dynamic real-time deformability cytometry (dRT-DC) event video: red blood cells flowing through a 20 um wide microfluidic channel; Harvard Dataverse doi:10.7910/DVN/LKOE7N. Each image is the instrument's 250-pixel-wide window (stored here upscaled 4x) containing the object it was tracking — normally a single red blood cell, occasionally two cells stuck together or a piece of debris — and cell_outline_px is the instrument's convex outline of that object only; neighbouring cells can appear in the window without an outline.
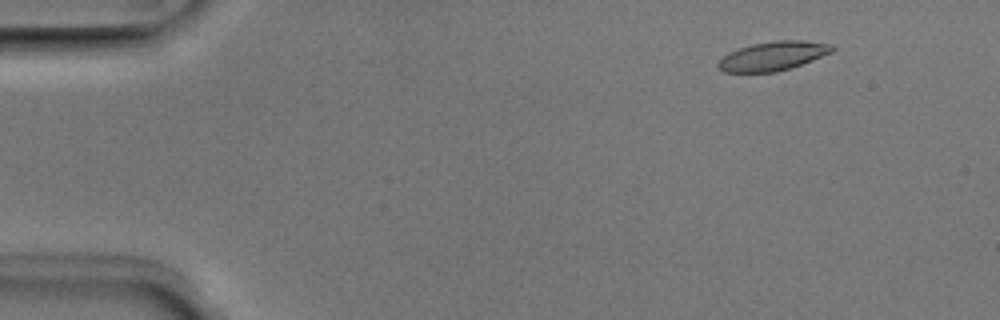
{"species": "Egyptian fruit bat (a non-hibernating species)", "species_latin": "Rousettus aegyptiacus", "temperature_condition": "room temperature", "stored_images_in_passage": 51, "camera_frame_rate_fps": 3000, "um_per_image_px": 0.085, "animal": {"sex": "male"}, "frame": {"image": 1, "passage_image": 6, "time_ms": 1.667, "image_size_px": [1000, 320], "cell_outline_px": [[836, 48], [832, 52], [812, 60], [776, 72], [724, 72], [716, 68], [716, 64], [728, 52], [752, 44], [776, 40], [804, 40], [832, 44]], "centroid_in_image_um": [65.69, 4.75], "position_along_channel_um": 19.3, "area_um2": 19.25}}
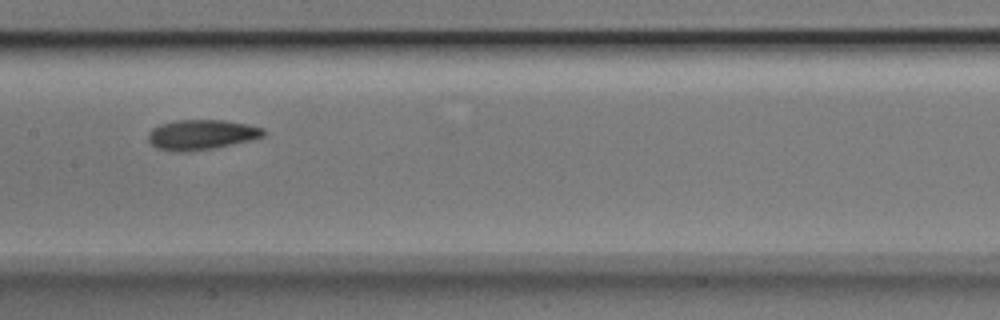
{"frame": {"image": 2, "passage_image": 26, "time_ms": 8.333, "image_size_px": [1000, 320], "cell_outline_px": [[268, 132], [264, 136], [252, 140], [212, 148], [188, 152], [180, 152], [156, 148], [148, 140], [148, 132], [152, 128], [160, 124], [176, 120], [224, 120], [248, 124], [264, 128]], "centroid_in_image_um": [17.14, 11.44], "position_along_channel_um": 190.3, "area_um2": 20.35}}
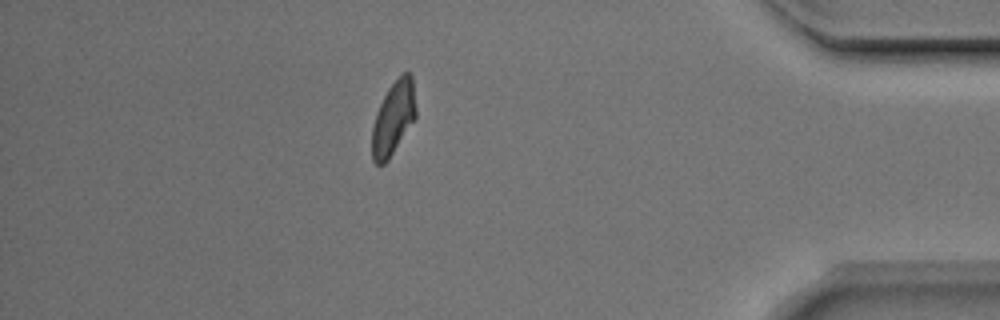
{"frame": {"image": 3, "passage_image": 45, "time_ms": 14.667, "image_size_px": [1000, 320], "cell_outline_px": [[416, 116], [388, 160], [384, 164], [376, 164], [372, 160], [372, 128], [376, 112], [388, 88], [404, 72], [408, 72], [412, 76], [416, 108]], "centroid_in_image_um": [33.42, 10.04], "position_along_channel_um": 401.8, "area_um2": 18.5}, "authors_computed_cell_mechanics": {"area_um2": 19.363, "velocity_mm_per_s": 3.9711, "shape_relaxation_time_tau1_ms": 3.3064, "shape_relaxation_time_tau2_ms": 2.5404, "deformation_change_tau1": 0.1415, "deformation_change_tau2": 0.0974}}